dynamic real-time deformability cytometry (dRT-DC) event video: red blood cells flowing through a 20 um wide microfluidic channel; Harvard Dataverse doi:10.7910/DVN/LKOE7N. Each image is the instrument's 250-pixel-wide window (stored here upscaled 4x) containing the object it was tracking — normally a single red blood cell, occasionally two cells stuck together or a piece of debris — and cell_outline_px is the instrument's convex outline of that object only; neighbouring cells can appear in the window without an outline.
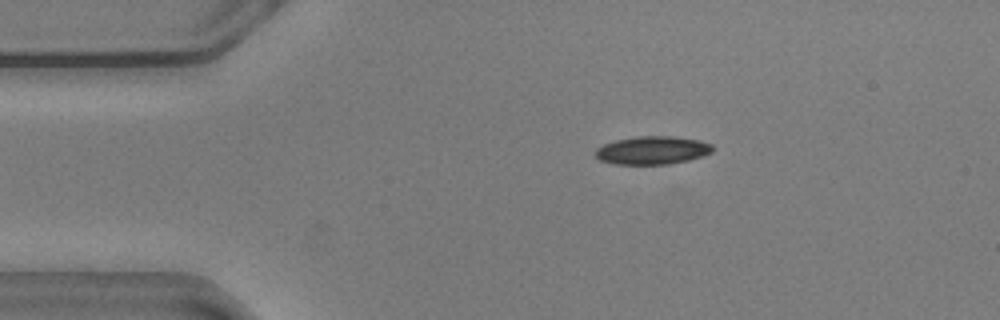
{"species": "common noctule bat (a hibernating species)", "species_latin": "Nyctalus noctula", "temperature_condition": "warm", "stored_images_in_passage": 47, "camera_frame_rate_fps": 3000, "um_per_image_px": 0.085, "animal": {"sex": "male", "body_mass_g": 20.5, "forearm_length_mm": 52.5}, "frame": {"image": 1, "passage_image": 1, "time_ms": 0.0, "image_size_px": [1000, 320], "cell_outline_px": [[712, 152], [704, 156], [688, 160], [668, 164], [616, 164], [600, 160], [596, 156], [596, 148], [604, 144], [616, 140], [640, 136], [672, 136], [700, 140], [712, 144]], "centroid_in_image_um": [55.48, 12.77], "position_along_channel_um": 29.5, "area_um2": 19.13}}
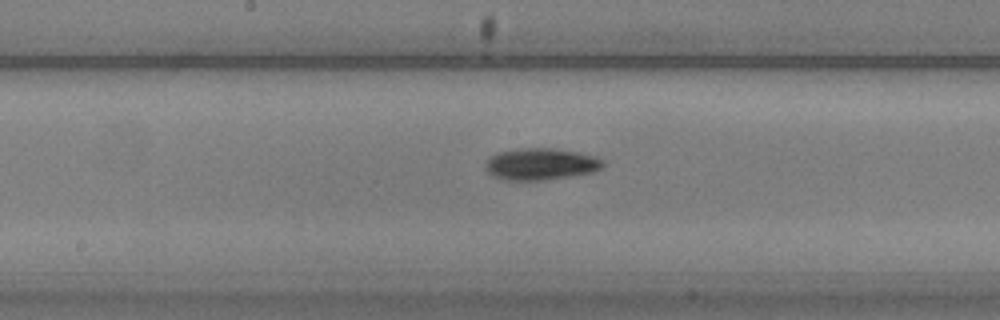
{"frame": {"image": 2, "passage_image": 19, "time_ms": 6.0, "image_size_px": [1000, 320], "cell_outline_px": [[604, 164], [600, 168], [592, 172], [568, 176], [540, 180], [504, 180], [488, 172], [484, 168], [484, 164], [496, 152], [524, 148], [552, 148], [576, 152], [596, 156], [604, 160]], "centroid_in_image_um": [45.95, 13.94], "position_along_channel_um": 202.2, "area_um2": 21.5}}
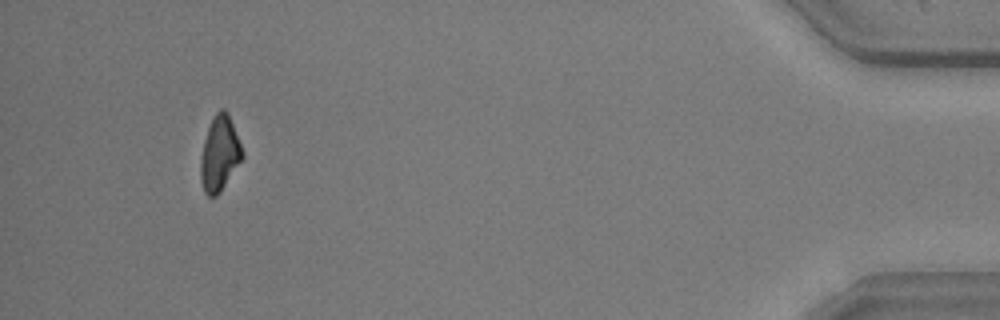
{"frame": {"image": 3, "passage_image": 43, "time_ms": 14.0, "image_size_px": [1000, 320], "cell_outline_px": [[244, 156], [220, 192], [216, 196], [208, 196], [204, 192], [200, 180], [200, 156], [204, 140], [208, 128], [216, 112], [220, 108], [224, 108], [228, 112], [244, 152]], "centroid_in_image_um": [18.66, 13.06], "position_along_channel_um": 416.5, "area_um2": 18.26}, "authors_computed_cell_mechanics": {"area_um2": 19.7098, "velocity_mm_per_s": 3.6151, "shape_relaxation_time_tau1_ms": 2.1747, "shape_relaxation_time_tau2_ms": null, "deformation_change_tau1": 0.1287, "deformation_change_tau2": null}}